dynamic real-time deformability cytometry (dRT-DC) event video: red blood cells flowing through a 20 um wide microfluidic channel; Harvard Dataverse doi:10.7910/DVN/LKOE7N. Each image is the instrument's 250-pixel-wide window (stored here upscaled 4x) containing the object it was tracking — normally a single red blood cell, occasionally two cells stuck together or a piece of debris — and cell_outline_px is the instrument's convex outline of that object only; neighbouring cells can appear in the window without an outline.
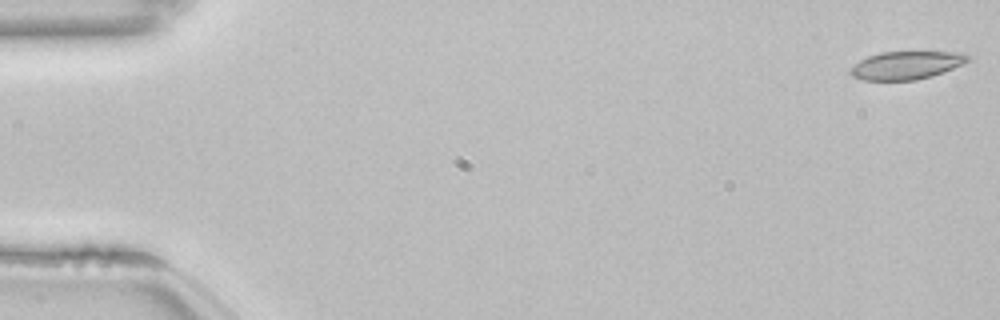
{"species": "common noctule bat (a hibernating species)", "species_latin": "Nyctalus noctula", "temperature_condition": "room temperature", "stored_images_in_passage": 54, "camera_frame_rate_fps": 3000, "um_per_image_px": 0.085, "animal": {"sex": "female", "body_mass_g": 22.7, "forearm_length_mm": 54.2}, "frame": {"image": 1, "passage_image": 1, "time_ms": 0.0, "image_size_px": [1000, 320], "cell_outline_px": [[972, 60], [964, 64], [932, 76], [916, 80], [864, 80], [852, 76], [848, 72], [860, 60], [868, 56], [880, 52], [964, 52], [972, 56]], "centroid_in_image_um": [77.11, 5.54], "position_along_channel_um": 7.9, "area_um2": 19.31}}
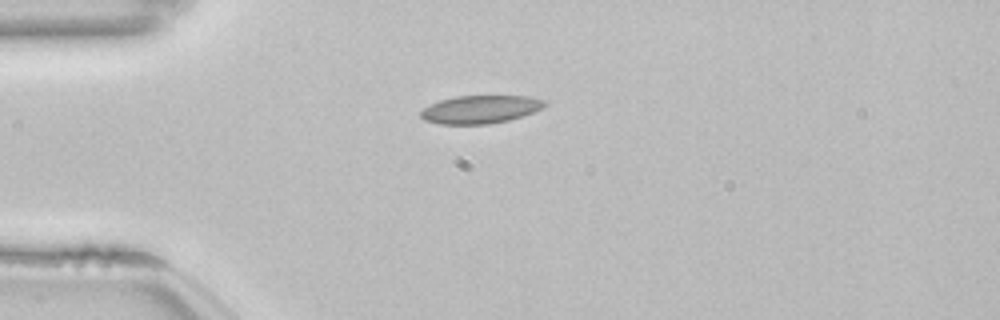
{"frame": {"image": 2, "passage_image": 14, "time_ms": 4.333, "image_size_px": [1000, 320], "cell_outline_px": [[548, 104], [544, 108], [508, 120], [488, 124], [440, 124], [424, 120], [420, 116], [420, 112], [424, 108], [440, 100], [456, 96], [528, 96], [548, 100]], "centroid_in_image_um": [40.86, 9.29], "position_along_channel_um": 44.1, "area_um2": 20.23}}
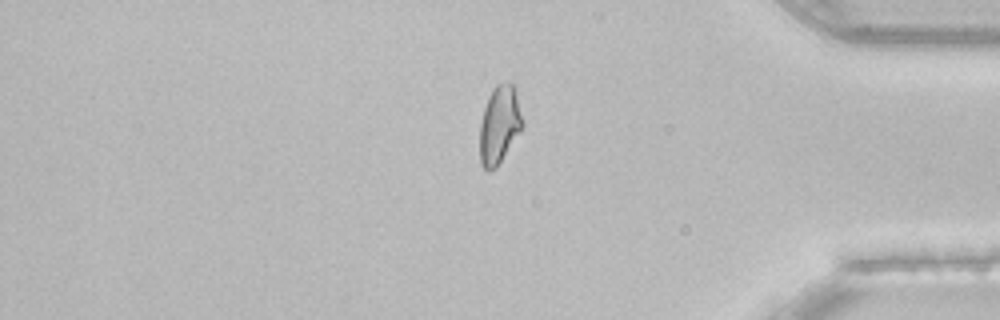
{"frame": {"image": 3, "passage_image": 45, "time_ms": 14.667, "image_size_px": [1000, 320], "cell_outline_px": [[524, 128], [496, 168], [488, 172], [480, 164], [480, 124], [484, 108], [488, 96], [492, 88], [496, 84], [508, 80], [512, 84], [516, 92], [524, 124]], "centroid_in_image_um": [42.46, 10.6], "position_along_channel_um": 392.7, "area_um2": 19.77}, "authors_computed_cell_mechanics": {"area_um2": 19.6231, "velocity_mm_per_s": 3.8369, "shape_relaxation_time_tau1_ms": 7.8869, "shape_relaxation_time_tau2_ms": 2.0686, "deformation_change_tau1": 0.1393, "deformation_change_tau2": 0.0573}}